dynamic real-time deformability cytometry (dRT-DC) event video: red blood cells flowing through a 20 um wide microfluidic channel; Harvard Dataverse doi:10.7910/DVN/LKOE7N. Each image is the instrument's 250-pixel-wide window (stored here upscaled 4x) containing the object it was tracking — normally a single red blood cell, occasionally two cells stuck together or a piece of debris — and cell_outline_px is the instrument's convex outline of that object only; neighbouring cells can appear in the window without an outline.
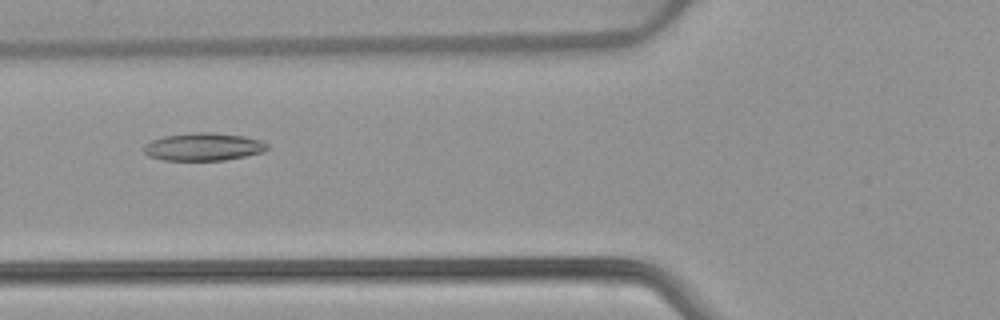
{"species": "common noctule bat (a hibernating species)", "species_latin": "Nyctalus noctula", "temperature_condition": "warm", "stored_images_in_passage": 53, "camera_frame_rate_fps": 3000, "um_per_image_px": 0.085, "animal": {"sex": "female", "body_mass_g": 22.7, "forearm_length_mm": 54.2}, "frame": {"image": 1, "passage_image": 21, "time_ms": 6.667, "image_size_px": [1000, 320], "cell_outline_px": [[268, 148], [264, 152], [224, 160], [164, 160], [148, 156], [144, 152], [144, 144], [152, 140], [164, 136], [192, 132], [212, 132], [244, 136], [260, 140], [268, 144]], "centroid_in_image_um": [17.28, 12.47], "position_along_channel_um": 108.5, "area_um2": 20.0}}
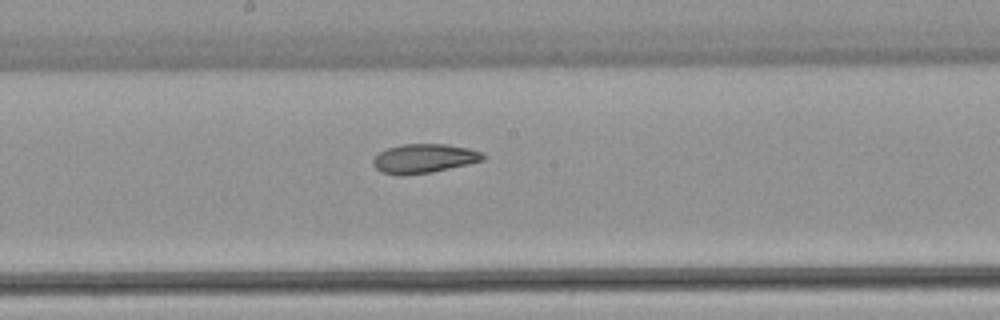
{"frame": {"image": 2, "passage_image": 29, "time_ms": 9.333, "image_size_px": [1000, 320], "cell_outline_px": [[484, 160], [468, 164], [432, 172], [404, 176], [400, 176], [380, 172], [372, 164], [372, 160], [380, 152], [388, 148], [404, 144], [448, 144], [468, 148], [484, 152]], "centroid_in_image_um": [36.04, 13.48], "position_along_channel_um": 212.2, "area_um2": 18.79}}
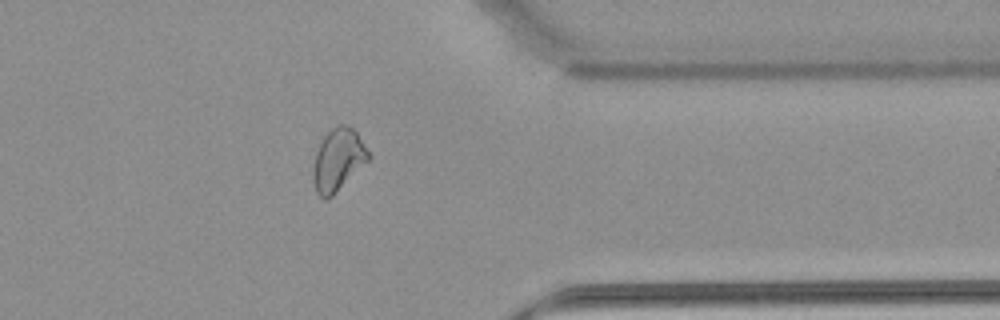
{"frame": {"image": 3, "passage_image": 43, "time_ms": 14.0, "image_size_px": [1000, 320], "cell_outline_px": [[372, 156], [332, 196], [324, 200], [316, 192], [312, 176], [312, 168], [316, 152], [324, 136], [332, 128], [340, 124], [348, 124], [356, 132]], "centroid_in_image_um": [28.72, 13.58], "position_along_channel_um": 382.7, "area_um2": 19.88}, "authors_computed_cell_mechanics": {"area_um2": 21.7328, "velocity_mm_per_s": 3.8864, "shape_relaxation_time_tau1_ms": null, "shape_relaxation_time_tau2_ms": 2.6921, "deformation_change_tau1": null, "deformation_change_tau2": 0.0791}}